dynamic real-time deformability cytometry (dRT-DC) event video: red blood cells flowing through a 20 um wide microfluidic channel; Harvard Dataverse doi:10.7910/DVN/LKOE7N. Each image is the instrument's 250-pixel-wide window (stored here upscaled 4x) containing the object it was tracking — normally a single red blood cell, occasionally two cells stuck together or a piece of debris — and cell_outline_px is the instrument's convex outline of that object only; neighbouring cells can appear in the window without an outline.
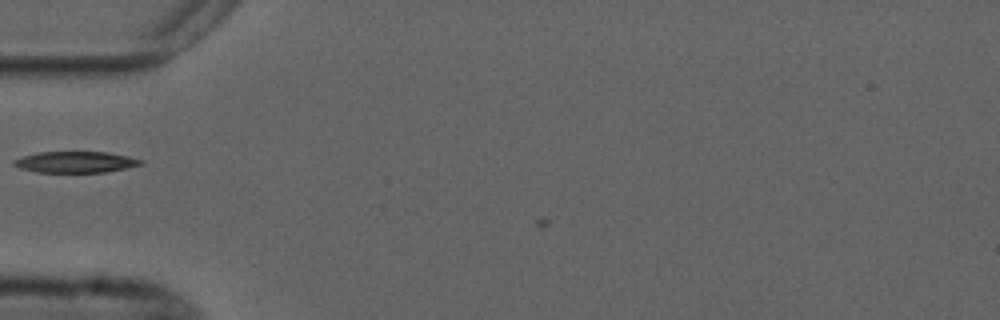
{"species": "common noctule bat (a hibernating species)", "species_latin": "Nyctalus noctula", "temperature_condition": "cold", "stored_images_in_passage": 5, "camera_frame_rate_fps": 3000, "um_per_image_px": 0.085, "animal": {"sex": "male", "forearm_length_mm": 52.5}, "frame": {"image": 1, "passage_image": 5, "time_ms": 5.667, "image_size_px": [1000, 320], "cell_outline_px": [[144, 164], [104, 172], [36, 172], [20, 168], [12, 164], [12, 160], [24, 156], [40, 152], [108, 152], [128, 156], [144, 160]], "centroid_in_image_um": [6.43, 13.77], "position_along_channel_um": 78.6, "area_um2": 15.61}}